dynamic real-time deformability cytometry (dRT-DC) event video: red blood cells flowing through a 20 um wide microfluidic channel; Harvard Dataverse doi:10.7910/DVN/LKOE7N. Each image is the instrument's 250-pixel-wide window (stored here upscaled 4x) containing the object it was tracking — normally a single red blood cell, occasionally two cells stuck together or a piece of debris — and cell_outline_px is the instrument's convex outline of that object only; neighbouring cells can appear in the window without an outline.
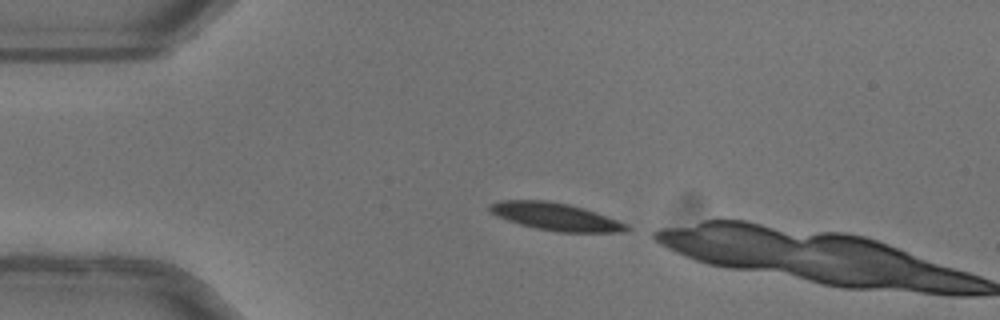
{"species": "common noctule bat (a hibernating species)", "species_latin": "Nyctalus noctula", "temperature_condition": "warm", "stored_images_in_passage": 2, "camera_frame_rate_fps": 3000, "um_per_image_px": 0.085, "animal": {"sex": "female"}, "frame": {"image": 1, "passage_image": 1, "time_ms": 0.0, "image_size_px": [1000, 320], "cell_outline_px": [[632, 228], [624, 232], [556, 232], [536, 228], [520, 224], [496, 216], [488, 212], [488, 204], [500, 200], [548, 200], [568, 204], [584, 208], [596, 212], [628, 224]], "centroid_in_image_um": [47.21, 18.41], "position_along_channel_um": 37.8, "area_um2": 22.14}}